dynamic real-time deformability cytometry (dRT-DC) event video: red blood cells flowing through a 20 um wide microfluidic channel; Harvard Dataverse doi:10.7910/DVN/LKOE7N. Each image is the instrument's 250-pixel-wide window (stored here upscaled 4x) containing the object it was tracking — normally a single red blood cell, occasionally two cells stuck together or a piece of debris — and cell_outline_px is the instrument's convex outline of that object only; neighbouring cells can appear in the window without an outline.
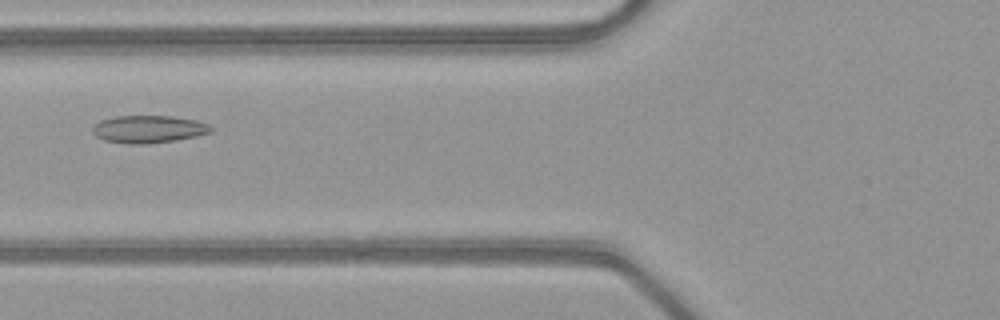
{"species": "common noctule bat (a hibernating species)", "species_latin": "Nyctalus noctula", "temperature_condition": "warm", "stored_images_in_passage": 48, "camera_frame_rate_fps": 3000, "um_per_image_px": 0.085, "animal": {"sex": "female", "body_mass_g": 21.9}, "frame": {"image": 1, "passage_image": 18, "time_ms": 5.667, "image_size_px": [1000, 320], "cell_outline_px": [[212, 132], [196, 136], [176, 140], [148, 144], [128, 144], [104, 140], [96, 136], [92, 132], [92, 128], [100, 120], [116, 116], [172, 116], [196, 120], [208, 124], [212, 128]], "centroid_in_image_um": [12.62, 10.98], "position_along_channel_um": 113.2, "area_um2": 19.02}}
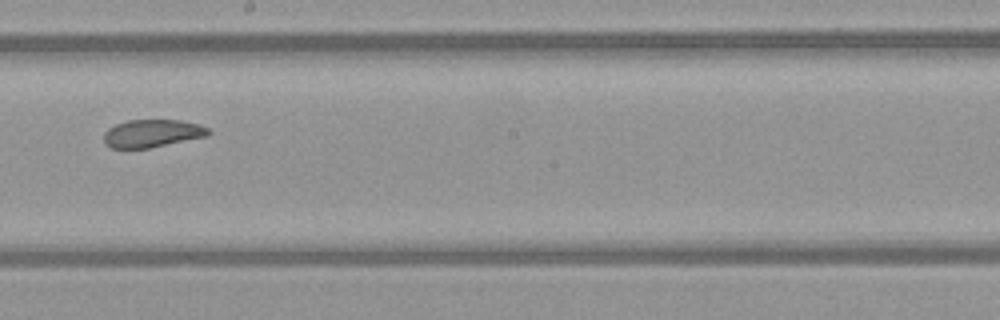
{"frame": {"image": 2, "passage_image": 27, "time_ms": 8.667, "image_size_px": [1000, 320], "cell_outline_px": [[212, 132], [208, 136], [148, 148], [112, 148], [104, 144], [104, 132], [108, 128], [116, 124], [128, 120], [180, 120], [196, 124], [208, 128]], "centroid_in_image_um": [12.92, 11.34], "position_along_channel_um": 235.3, "area_um2": 16.88}}
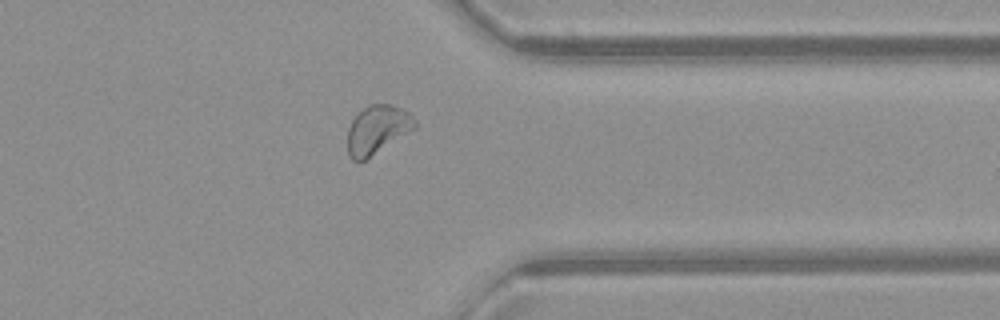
{"frame": {"image": 3, "passage_image": 38, "time_ms": 12.333, "image_size_px": [1000, 320], "cell_outline_px": [[416, 128], [364, 160], [352, 160], [348, 156], [348, 128], [352, 120], [368, 104], [392, 104], [408, 112], [416, 120]], "centroid_in_image_um": [32.07, 11.0], "position_along_channel_um": 379.3, "area_um2": 18.79}, "authors_computed_cell_mechanics": {"area_um2": 19.5942, "velocity_mm_per_s": 4.0636, "shape_relaxation_time_tau1_ms": 5.1714, "shape_relaxation_time_tau2_ms": 3.011, "deformation_change_tau1": 0.1349, "deformation_change_tau2": 0.0937}}